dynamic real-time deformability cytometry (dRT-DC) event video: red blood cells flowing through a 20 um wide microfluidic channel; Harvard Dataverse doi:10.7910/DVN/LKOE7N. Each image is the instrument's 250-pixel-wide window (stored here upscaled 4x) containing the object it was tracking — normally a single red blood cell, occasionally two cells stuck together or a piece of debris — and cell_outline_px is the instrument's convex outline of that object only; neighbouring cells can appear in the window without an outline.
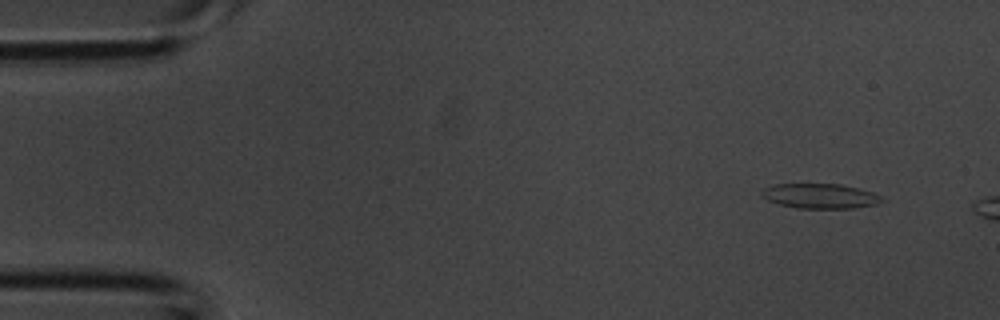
{"species": "common noctule bat (a hibernating species)", "species_latin": "Nyctalus noctula", "temperature_condition": "room temperature", "stored_images_in_passage": 4, "camera_frame_rate_fps": 3000, "um_per_image_px": 0.085, "animal": {"sex": "male", "body_mass_g": 20.1, "forearm_length_mm": 53.5}, "frame": {"image": 1, "passage_image": 1, "time_ms": 0.0, "image_size_px": [1000, 320], "cell_outline_px": [[884, 200], [876, 204], [852, 208], [796, 208], [780, 204], [768, 200], [760, 196], [760, 192], [764, 188], [776, 184], [840, 184], [872, 192], [880, 196]], "centroid_in_image_um": [69.67, 16.66], "position_along_channel_um": 15.3, "area_um2": 17.22}}